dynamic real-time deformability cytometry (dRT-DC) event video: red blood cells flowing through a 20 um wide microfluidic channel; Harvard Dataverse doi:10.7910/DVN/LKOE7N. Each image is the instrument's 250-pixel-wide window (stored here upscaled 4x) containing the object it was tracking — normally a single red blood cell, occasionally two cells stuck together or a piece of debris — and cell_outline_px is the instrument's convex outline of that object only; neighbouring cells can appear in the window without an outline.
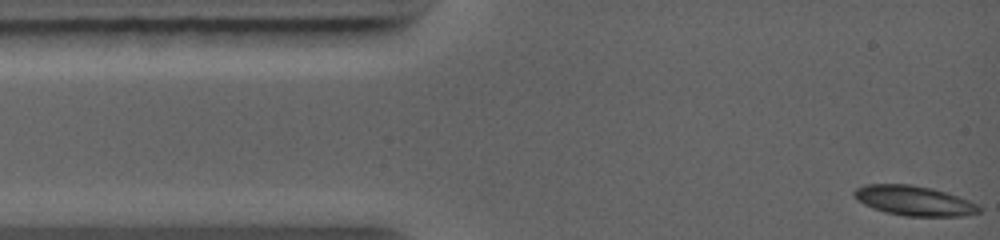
{"species": "common noctule bat (a hibernating species)", "species_latin": "Nyctalus noctula", "temperature_condition": "warm", "stored_images_in_passage": 22, "camera_frame_rate_fps": 5000, "um_per_image_px": 0.085, "animal": {"sex": "female", "body_mass_g": 19.0, "forearm_length_mm": 56.7}, "frame": {"image": 1, "passage_image": 1, "time_ms": 0.0, "image_size_px": [1000, 240], "cell_outline_px": [[980, 212], [960, 216], [904, 216], [884, 212], [872, 208], [856, 200], [852, 196], [852, 192], [856, 188], [864, 184], [912, 184], [932, 188], [968, 200], [976, 204], [980, 208]], "centroid_in_image_um": [77.61, 17.05], "position_along_channel_um": 7.4, "area_um2": 21.73}}
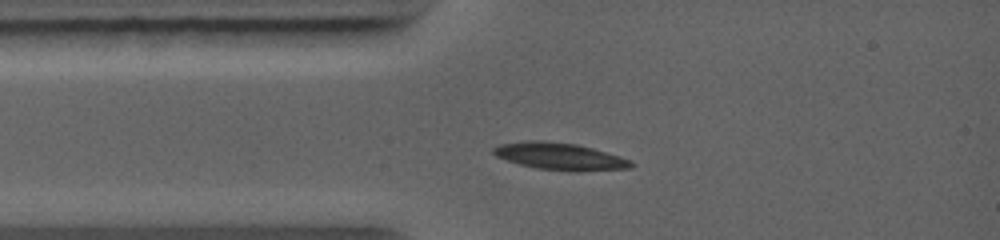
{"frame": {"image": 2, "passage_image": 13, "time_ms": 2.0, "image_size_px": [1000, 240], "cell_outline_px": [[636, 164], [632, 168], [572, 172], [536, 168], [520, 164], [496, 156], [492, 152], [492, 148], [500, 144], [524, 140], [544, 140], [576, 144], [592, 148], [620, 156], [632, 160]], "centroid_in_image_um": [47.62, 13.29], "position_along_channel_um": 37.4, "area_um2": 21.96}}
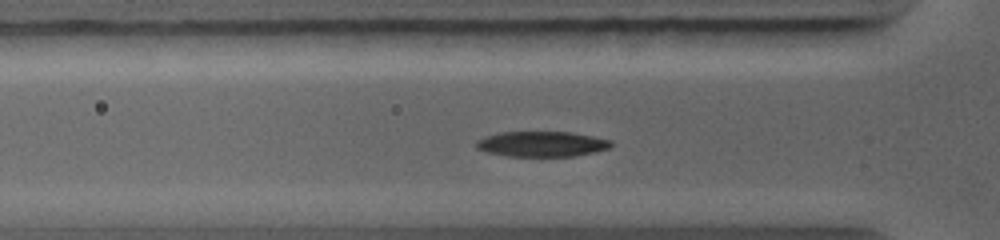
{"frame": {"image": 3, "passage_image": 19, "time_ms": 3.0, "image_size_px": [1000, 240], "cell_outline_px": [[612, 144], [608, 148], [596, 152], [576, 156], [508, 156], [484, 152], [476, 148], [476, 140], [484, 136], [500, 132], [572, 132], [612, 140]], "centroid_in_image_um": [46.03, 12.24], "position_along_channel_um": 79.8, "area_um2": 20.06}}